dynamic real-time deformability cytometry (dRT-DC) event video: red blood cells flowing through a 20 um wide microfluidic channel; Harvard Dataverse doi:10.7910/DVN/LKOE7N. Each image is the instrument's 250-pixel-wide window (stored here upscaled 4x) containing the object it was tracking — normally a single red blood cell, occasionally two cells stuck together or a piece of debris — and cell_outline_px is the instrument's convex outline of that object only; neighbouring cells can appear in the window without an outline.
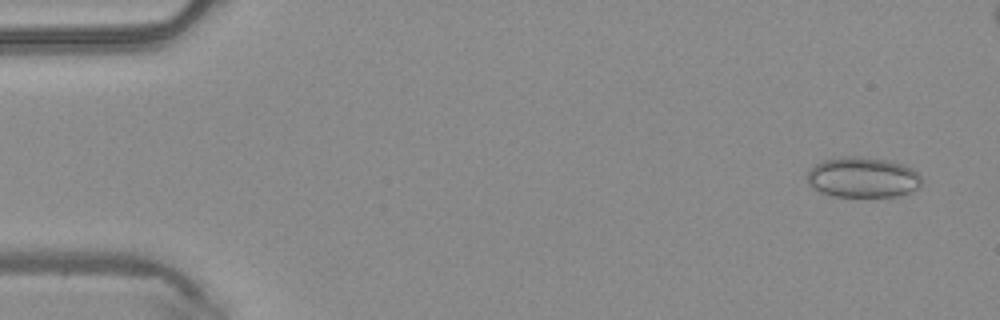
{"species": "common noctule bat (a hibernating species)", "species_latin": "Nyctalus noctula", "temperature_condition": "warm", "stored_images_in_passage": 45, "camera_frame_rate_fps": 3000, "um_per_image_px": 0.085, "animal": {"sex": "male", "body_mass_g": 20.4}, "frame": {"image": 1, "passage_image": 3, "time_ms": 0.667, "image_size_px": [1000, 320], "cell_outline_px": [[920, 184], [916, 188], [900, 196], [832, 196], [820, 192], [812, 188], [808, 184], [808, 172], [816, 164], [824, 160], [852, 156], [860, 156], [884, 160], [904, 164], [912, 168], [920, 176]], "centroid_in_image_um": [73.32, 15.08], "position_along_channel_um": 11.7, "area_um2": 26.65}}
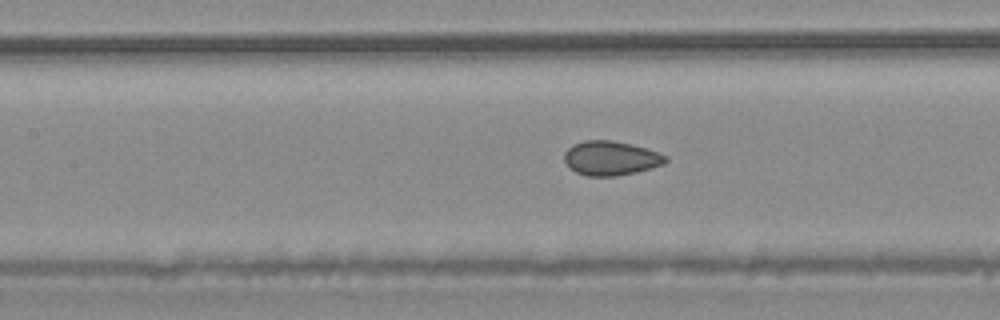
{"frame": {"image": 2, "passage_image": 22, "time_ms": 7.0, "image_size_px": [1000, 320], "cell_outline_px": [[668, 160], [664, 164], [636, 172], [616, 176], [588, 176], [576, 172], [564, 160], [564, 152], [572, 144], [584, 140], [612, 140], [632, 144], [668, 156]], "centroid_in_image_um": [51.91, 13.44], "position_along_channel_um": 155.5, "area_um2": 20.17}}
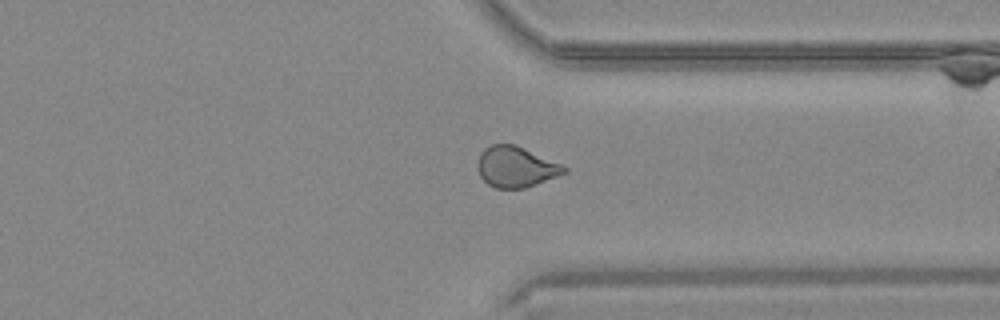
{"frame": {"image": 3, "passage_image": 37, "time_ms": 12.0, "image_size_px": [1000, 320], "cell_outline_px": [[568, 172], [536, 184], [524, 188], [496, 188], [488, 184], [480, 176], [480, 152], [484, 148], [492, 144], [516, 144], [560, 164], [568, 168]], "centroid_in_image_um": [43.87, 14.18], "position_along_channel_um": 367.5, "area_um2": 20.17}, "authors_computed_cell_mechanics": {"area_um2": 20.4612, "velocity_mm_per_s": 4.2371, "shape_relaxation_time_tau1_ms": null, "shape_relaxation_time_tau2_ms": 1.2702, "deformation_change_tau1": null, "deformation_change_tau2": 0.039}}